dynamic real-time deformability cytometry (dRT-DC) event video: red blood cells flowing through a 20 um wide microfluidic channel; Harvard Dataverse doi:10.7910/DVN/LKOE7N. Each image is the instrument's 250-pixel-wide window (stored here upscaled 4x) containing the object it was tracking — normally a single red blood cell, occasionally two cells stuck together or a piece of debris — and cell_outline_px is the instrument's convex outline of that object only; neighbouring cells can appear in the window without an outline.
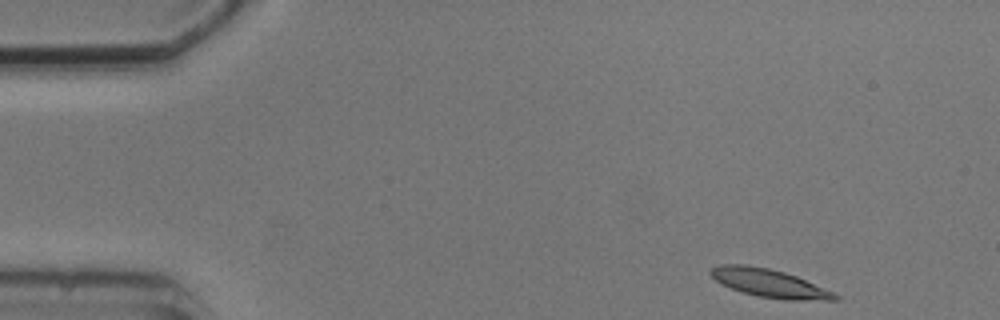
{"species": "common noctule bat (a hibernating species)", "species_latin": "Nyctalus noctula", "temperature_condition": "cold", "stored_images_in_passage": 4, "camera_frame_rate_fps": 3000, "um_per_image_px": 0.085, "animal": {"sex": "male", "body_mass_g": 20.5, "forearm_length_mm": 52.5}, "frame": {"image": 1, "passage_image": 1, "time_ms": 0.0, "image_size_px": [1000, 320], "cell_outline_px": [[840, 300], [784, 300], [760, 296], [744, 292], [720, 284], [708, 272], [712, 268], [720, 264], [744, 264], [768, 268], [784, 272], [796, 276], [832, 292], [840, 296]], "centroid_in_image_um": [65.38, 24.06], "position_along_channel_um": 19.6, "area_um2": 20.17}}
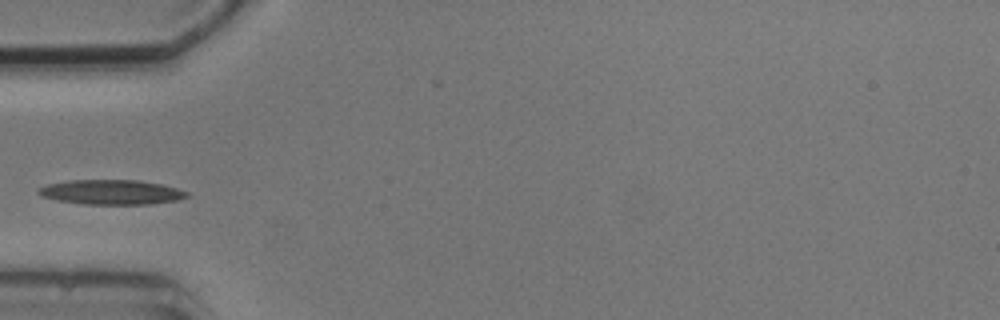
{"frame": {"image": 2, "passage_image": 4, "time_ms": 4.0, "image_size_px": [1000, 320], "cell_outline_px": [[188, 196], [176, 200], [152, 204], [84, 204], [56, 200], [40, 196], [36, 192], [40, 188], [48, 184], [72, 180], [136, 180], [160, 184], [176, 188], [188, 192]], "centroid_in_image_um": [9.44, 16.34], "position_along_channel_um": 75.6, "area_um2": 21.21}}